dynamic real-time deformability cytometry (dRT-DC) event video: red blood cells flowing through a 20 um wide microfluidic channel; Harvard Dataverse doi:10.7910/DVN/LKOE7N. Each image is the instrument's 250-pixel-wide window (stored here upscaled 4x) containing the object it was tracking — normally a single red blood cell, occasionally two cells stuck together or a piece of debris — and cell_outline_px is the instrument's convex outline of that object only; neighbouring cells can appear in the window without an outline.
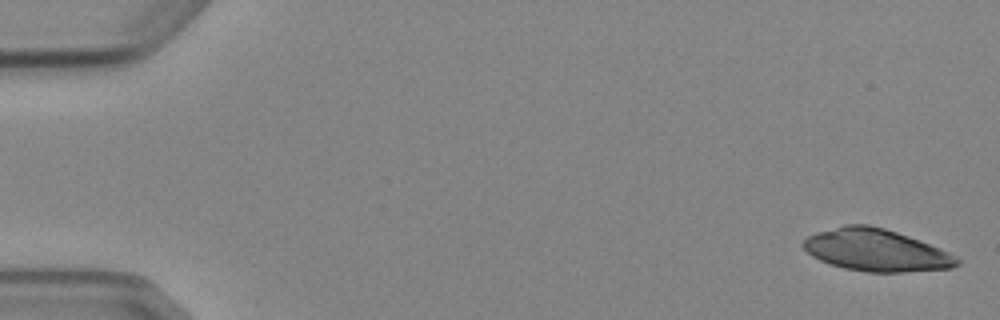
{"species": "Egyptian fruit bat (a non-hibernating species)", "species_latin": "Rousettus aegyptiacus", "temperature_condition": "cold", "stored_images_in_passage": 4, "camera_frame_rate_fps": 3000, "um_per_image_px": 0.085, "animal": {"sex": "female"}, "frame": {"image": 1, "passage_image": 1, "time_ms": 0.0, "image_size_px": [1000, 320], "cell_outline_px": [[960, 264], [952, 268], [904, 272], [868, 272], [844, 268], [828, 264], [812, 256], [804, 248], [804, 240], [808, 236], [816, 232], [844, 224], [868, 224], [884, 228], [908, 236], [940, 248], [956, 256], [960, 260]], "centroid_in_image_um": [74.47, 21.26], "position_along_channel_um": 10.5, "area_um2": 37.69}}